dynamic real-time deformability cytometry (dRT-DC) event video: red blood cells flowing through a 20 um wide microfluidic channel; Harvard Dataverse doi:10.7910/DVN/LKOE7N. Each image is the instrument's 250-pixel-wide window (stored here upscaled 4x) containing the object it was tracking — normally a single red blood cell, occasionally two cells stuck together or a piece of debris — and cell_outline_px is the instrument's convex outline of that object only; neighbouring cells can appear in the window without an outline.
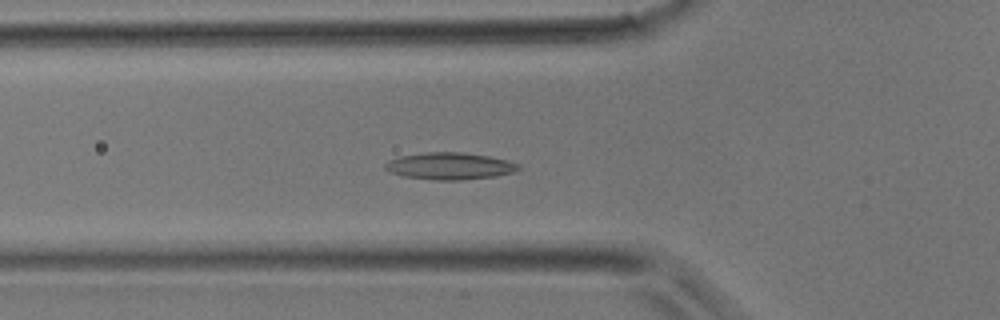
{"species": "common noctule bat (a hibernating species)", "species_latin": "Nyctalus noctula", "temperature_condition": "room temperature", "stored_images_in_passage": 39, "camera_frame_rate_fps": 3000, "um_per_image_px": 0.085, "animal": {"sex": "male", "body_mass_g": 17.9}, "frame": {"image": 1, "passage_image": 13, "time_ms": 4.0, "image_size_px": [1000, 320], "cell_outline_px": [[520, 168], [512, 172], [496, 176], [460, 180], [436, 180], [404, 176], [388, 172], [384, 168], [384, 164], [388, 160], [400, 156], [424, 152], [464, 152], [488, 156], [508, 160], [520, 164]], "centroid_in_image_um": [38.2, 14.11], "position_along_channel_um": 87.6, "area_um2": 21.04}}
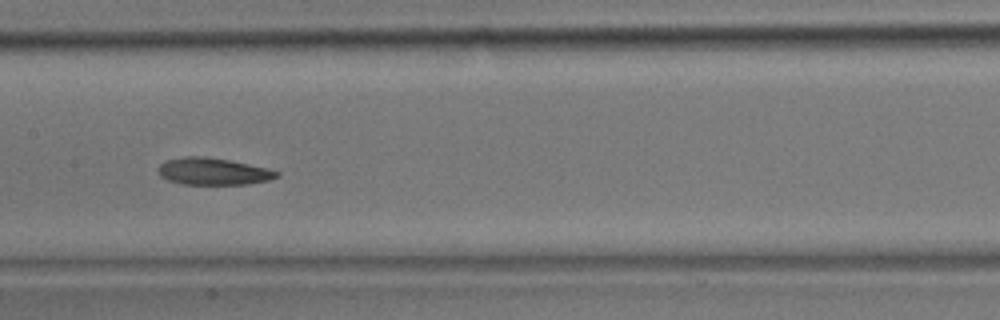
{"frame": {"image": 2, "passage_image": 19, "time_ms": 6.0, "image_size_px": [1000, 320], "cell_outline_px": [[280, 176], [268, 180], [248, 184], [180, 184], [168, 180], [160, 176], [156, 172], [156, 168], [164, 160], [184, 156], [204, 156], [228, 160], [268, 168], [280, 172]], "centroid_in_image_um": [18.07, 14.56], "position_along_channel_um": 189.3, "area_um2": 18.84}}
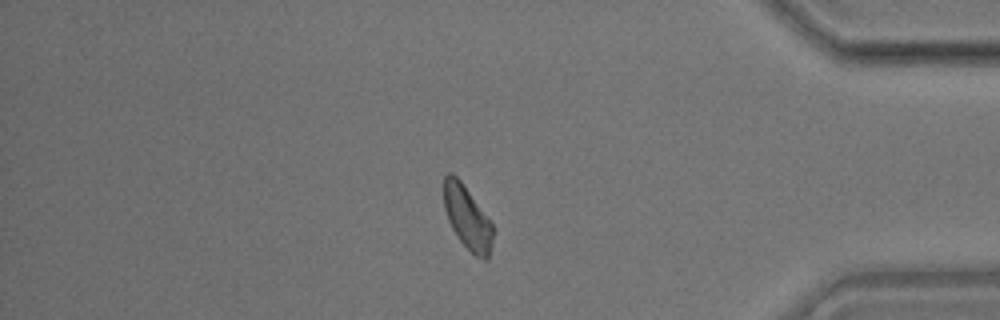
{"frame": {"image": 3, "passage_image": 33, "time_ms": 10.667, "image_size_px": [1000, 320], "cell_outline_px": [[496, 232], [492, 248], [488, 260], [484, 260], [476, 256], [456, 236], [448, 220], [444, 208], [444, 176], [448, 172], [452, 172], [460, 180], [492, 224]], "centroid_in_image_um": [39.75, 18.54], "position_along_channel_um": 395.5, "area_um2": 18.15}}